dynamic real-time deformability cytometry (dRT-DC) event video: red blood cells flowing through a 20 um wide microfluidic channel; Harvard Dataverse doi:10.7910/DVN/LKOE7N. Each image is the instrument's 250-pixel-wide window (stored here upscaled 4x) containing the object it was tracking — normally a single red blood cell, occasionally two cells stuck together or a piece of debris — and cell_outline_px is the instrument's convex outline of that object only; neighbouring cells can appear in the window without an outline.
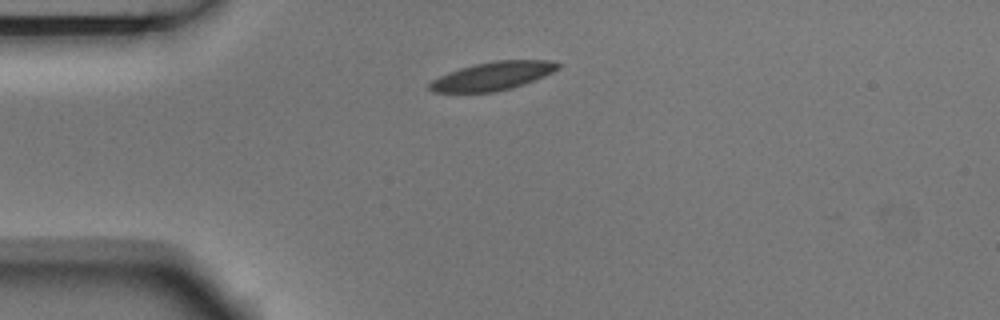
{"species": "Egyptian fruit bat (a non-hibernating species)", "species_latin": "Rousettus aegyptiacus", "temperature_condition": "room temperature", "stored_images_in_passage": 3, "camera_frame_rate_fps": 3000, "um_per_image_px": 0.085, "animal": {"sex": "male"}, "frame": {"image": 1, "passage_image": 1, "time_ms": 0.0, "image_size_px": [1000, 320], "cell_outline_px": [[560, 68], [544, 76], [524, 84], [512, 88], [496, 92], [432, 92], [428, 88], [428, 84], [432, 80], [448, 72], [460, 68], [476, 64], [496, 60], [548, 60], [560, 64]], "centroid_in_image_um": [41.87, 6.47], "position_along_channel_um": 43.1, "area_um2": 21.15}}
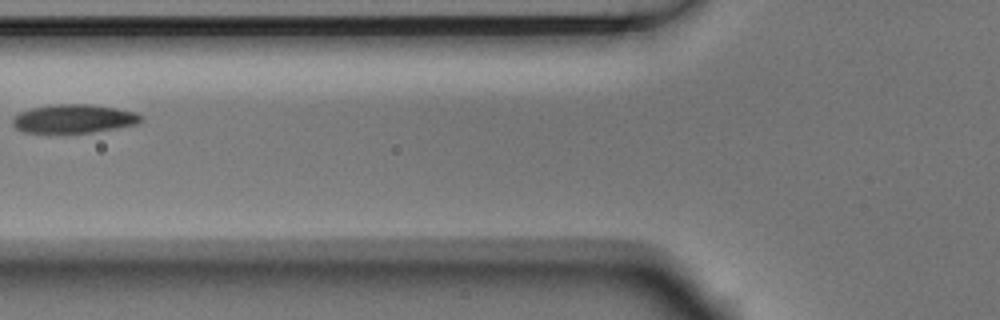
{"frame": {"image": 2, "passage_image": 3, "time_ms": 0.667, "image_size_px": [1000, 320], "cell_outline_px": [[144, 120], [140, 124], [92, 132], [24, 132], [16, 128], [12, 124], [12, 120], [20, 112], [32, 108], [52, 104], [88, 104], [116, 108], [136, 112], [144, 116]], "centroid_in_image_um": [6.34, 10.08], "position_along_channel_um": 119.5, "area_um2": 21.39}}